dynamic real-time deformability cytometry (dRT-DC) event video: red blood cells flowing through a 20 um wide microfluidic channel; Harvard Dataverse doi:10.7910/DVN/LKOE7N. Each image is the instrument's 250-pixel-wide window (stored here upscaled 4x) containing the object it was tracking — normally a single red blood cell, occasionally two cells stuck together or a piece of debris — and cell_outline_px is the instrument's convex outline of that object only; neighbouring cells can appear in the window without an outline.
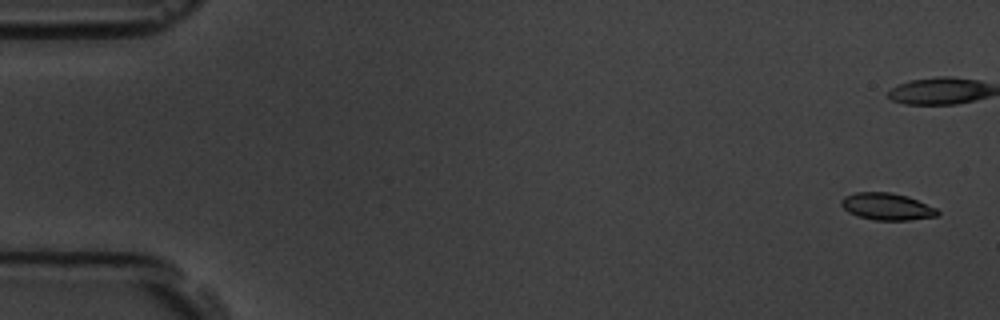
{"species": "common noctule bat (a hibernating species)", "species_latin": "Nyctalus noctula", "temperature_condition": "room temperature", "stored_images_in_passage": 7, "camera_frame_rate_fps": 3000, "um_per_image_px": 0.085, "animal": {"sex": "male", "body_mass_g": 19.5, "forearm_length_mm": 54.6}, "frame": {"image": 1, "passage_image": 1, "time_ms": 0.0, "image_size_px": [1000, 320], "cell_outline_px": [[940, 212], [936, 216], [908, 220], [876, 220], [860, 216], [848, 212], [840, 204], [840, 200], [844, 196], [856, 192], [888, 192], [908, 196], [936, 208]], "centroid_in_image_um": [75.37, 17.55], "position_along_channel_um": 9.6, "area_um2": 15.03}}
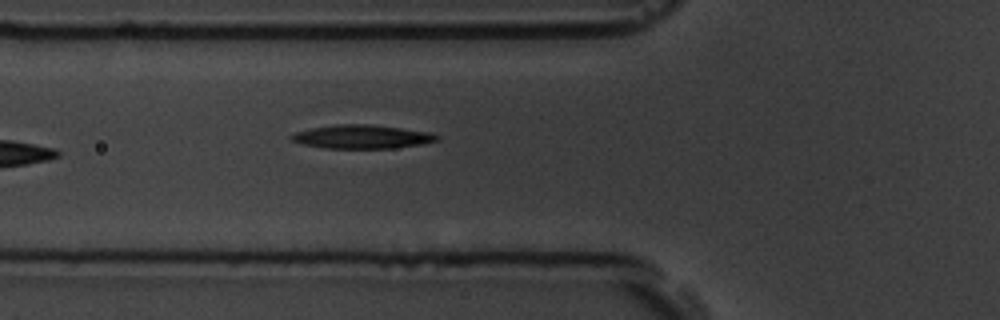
{"frame": {"image": 2, "passage_image": 7, "time_ms": 7.0, "image_size_px": [1000, 320], "cell_outline_px": [[440, 140], [424, 144], [396, 148], [324, 148], [304, 144], [292, 140], [288, 136], [296, 132], [312, 128], [336, 124], [372, 124], [428, 132], [440, 136]], "centroid_in_image_um": [30.8, 11.62], "position_along_channel_um": 95.0, "area_um2": 20.06}}